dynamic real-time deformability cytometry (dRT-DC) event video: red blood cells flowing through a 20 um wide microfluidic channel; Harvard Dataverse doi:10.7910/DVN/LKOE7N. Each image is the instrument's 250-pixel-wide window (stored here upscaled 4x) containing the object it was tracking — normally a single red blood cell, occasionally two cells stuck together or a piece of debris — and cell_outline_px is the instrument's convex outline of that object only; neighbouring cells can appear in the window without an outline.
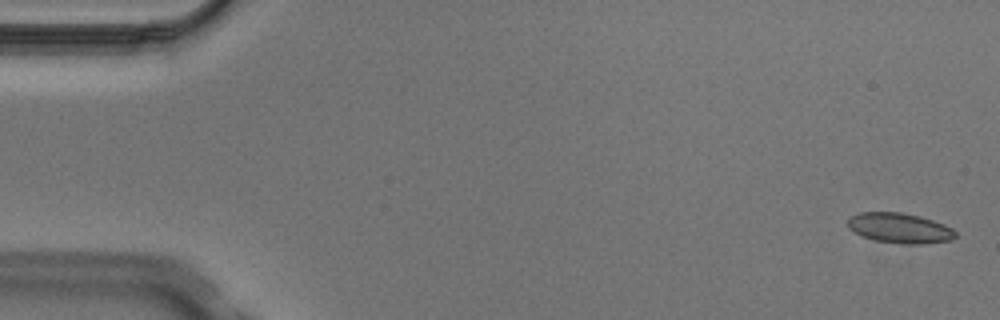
{"species": "Egyptian fruit bat (a non-hibernating species)", "species_latin": "Rousettus aegyptiacus", "temperature_condition": "cold", "stored_images_in_passage": 5, "camera_frame_rate_fps": 3000, "um_per_image_px": 0.085, "animal": {"sex": "male"}, "frame": {"image": 1, "passage_image": 1, "time_ms": 0.0, "image_size_px": [1000, 320], "cell_outline_px": [[956, 236], [952, 240], [924, 244], [904, 244], [876, 240], [864, 236], [848, 228], [848, 216], [860, 212], [900, 212], [920, 216], [944, 224], [952, 228], [956, 232]], "centroid_in_image_um": [76.49, 19.38], "position_along_channel_um": 8.5, "area_um2": 18.9}}
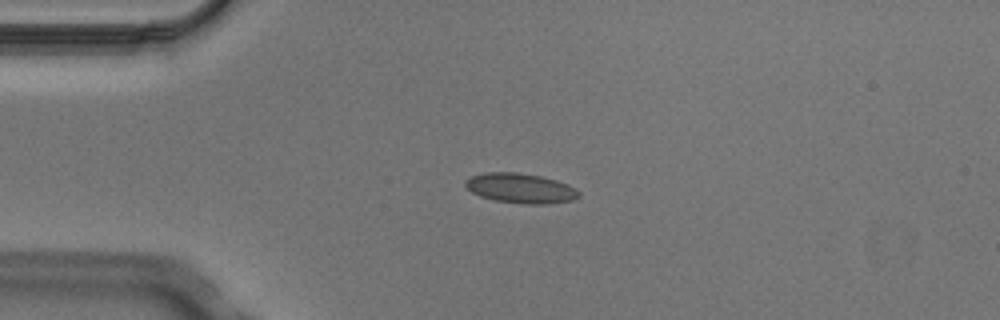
{"frame": {"image": 2, "passage_image": 4, "time_ms": 1.0, "image_size_px": [1000, 320], "cell_outline_px": [[580, 196], [572, 200], [548, 204], [524, 204], [496, 200], [480, 196], [472, 192], [464, 184], [464, 180], [472, 176], [484, 172], [516, 172], [540, 176], [556, 180], [568, 184], [576, 188], [580, 192]], "centroid_in_image_um": [44.26, 15.99], "position_along_channel_um": 40.7, "area_um2": 19.77}}